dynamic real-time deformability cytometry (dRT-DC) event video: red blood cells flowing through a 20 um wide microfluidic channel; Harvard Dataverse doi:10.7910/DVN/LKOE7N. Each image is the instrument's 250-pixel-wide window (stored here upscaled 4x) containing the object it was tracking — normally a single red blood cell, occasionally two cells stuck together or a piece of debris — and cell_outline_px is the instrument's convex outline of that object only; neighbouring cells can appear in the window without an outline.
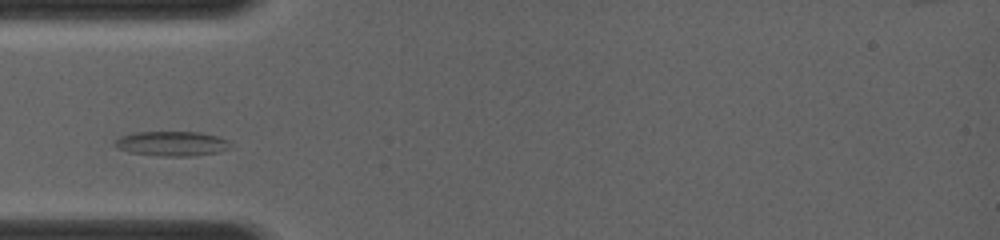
{"species": "common noctule bat (a hibernating species)", "species_latin": "Nyctalus noctula", "temperature_condition": "room temperature", "stored_images_in_passage": 7, "camera_frame_rate_fps": 4000, "um_per_image_px": 0.085, "animal": {"sex": "female", "body_mass_g": 19.0, "forearm_length_mm": 56.7}, "frame": {"image": 1, "passage_image": 6, "time_ms": 5.0, "image_size_px": [1000, 240], "cell_outline_px": [[232, 148], [220, 152], [196, 156], [160, 156], [128, 152], [116, 148], [112, 144], [120, 136], [132, 132], [200, 132], [220, 136], [228, 140]], "centroid_in_image_um": [14.62, 12.21], "position_along_channel_um": 70.4, "area_um2": 17.05}}
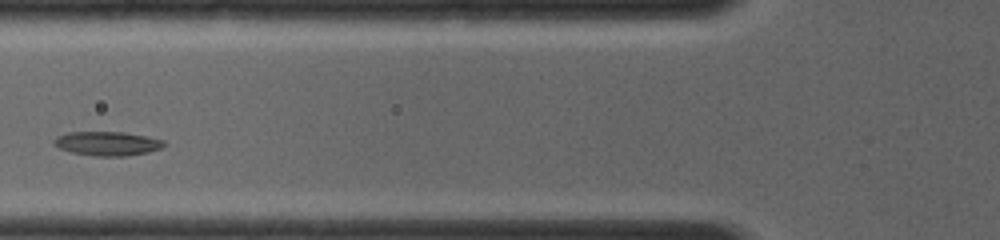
{"frame": {"image": 2, "passage_image": 7, "time_ms": 6.0, "image_size_px": [1000, 240], "cell_outline_px": [[168, 144], [160, 148], [148, 152], [124, 156], [96, 156], [72, 152], [60, 148], [52, 144], [52, 140], [56, 136], [68, 132], [124, 132], [164, 140]], "centroid_in_image_um": [9.1, 12.19], "position_along_channel_um": 116.7, "area_um2": 15.43}}